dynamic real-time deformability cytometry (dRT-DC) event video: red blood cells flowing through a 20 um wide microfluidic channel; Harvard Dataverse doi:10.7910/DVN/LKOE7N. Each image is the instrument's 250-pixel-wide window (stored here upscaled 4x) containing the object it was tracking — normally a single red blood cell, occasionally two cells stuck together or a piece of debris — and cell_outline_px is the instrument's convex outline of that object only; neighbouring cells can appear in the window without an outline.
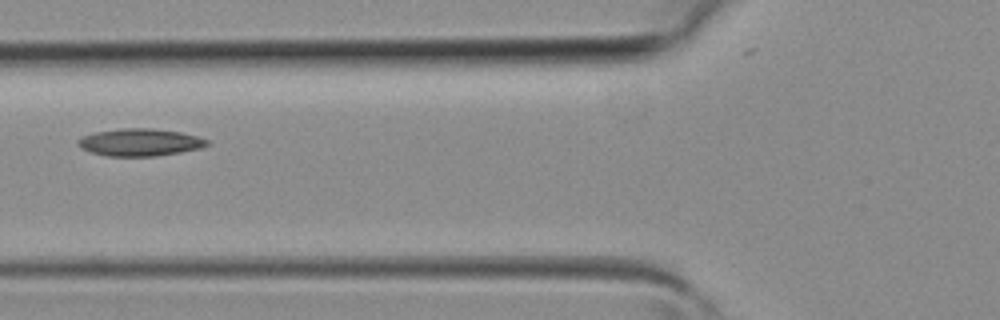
{"species": "common noctule bat (a hibernating species)", "species_latin": "Nyctalus noctula", "temperature_condition": "room temperature", "stored_images_in_passage": 5, "camera_frame_rate_fps": 3000, "um_per_image_px": 0.085, "animal": {"sex": "female", "body_mass_g": 19.3, "forearm_length_mm": 54.1}, "frame": {"image": 1, "passage_image": 5, "time_ms": 1.333, "image_size_px": [1000, 320], "cell_outline_px": [[208, 144], [200, 148], [180, 152], [156, 156], [108, 156], [92, 152], [80, 148], [76, 144], [76, 140], [80, 136], [96, 132], [120, 128], [152, 128], [180, 132], [196, 136], [208, 140]], "centroid_in_image_um": [11.83, 12.09], "position_along_channel_um": 114.0, "area_um2": 20.58}}